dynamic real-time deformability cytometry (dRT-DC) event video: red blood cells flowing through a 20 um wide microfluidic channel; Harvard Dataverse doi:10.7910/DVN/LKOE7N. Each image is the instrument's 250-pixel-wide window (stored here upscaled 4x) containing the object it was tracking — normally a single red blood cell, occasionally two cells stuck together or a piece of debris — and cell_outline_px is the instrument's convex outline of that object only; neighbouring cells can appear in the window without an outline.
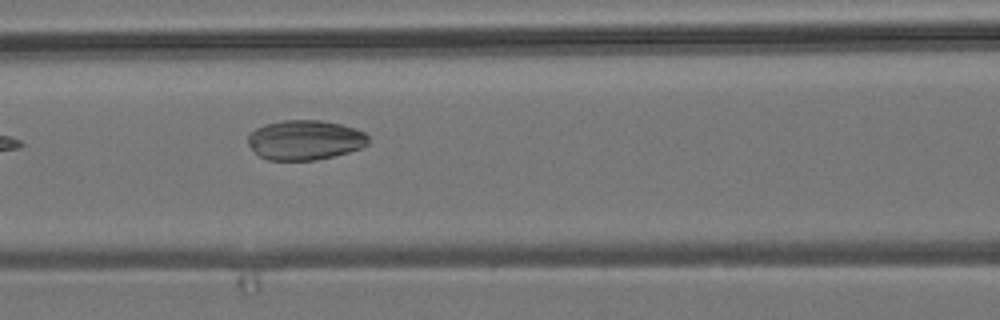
{"species": "common noctule bat (a hibernating species)", "species_latin": "Nyctalus noctula", "temperature_condition": "room temperature", "stored_images_in_passage": 6, "camera_frame_rate_fps": 3000, "um_per_image_px": 0.085, "animal": {"sex": "male", "body_mass_g": 19.2, "forearm_length_mm": 51.8}, "frame": {"image": 1, "passage_image": 6, "time_ms": 6.0, "image_size_px": [1000, 320], "cell_outline_px": [[368, 144], [360, 148], [348, 152], [316, 160], [268, 160], [260, 156], [248, 144], [248, 132], [264, 124], [284, 120], [320, 120], [340, 124], [364, 132], [368, 136]], "centroid_in_image_um": [25.89, 11.89], "position_along_channel_um": 140.7, "area_um2": 27.8}}